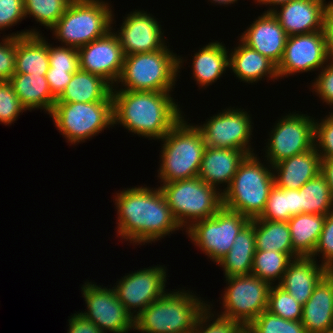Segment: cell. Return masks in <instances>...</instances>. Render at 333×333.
<instances>
[{"label": "cell", "instance_id": "1", "mask_svg": "<svg viewBox=\"0 0 333 333\" xmlns=\"http://www.w3.org/2000/svg\"><path fill=\"white\" fill-rule=\"evenodd\" d=\"M114 197L118 214L117 237L125 241L134 245L152 244L182 230L160 187H130L120 190Z\"/></svg>", "mask_w": 333, "mask_h": 333}, {"label": "cell", "instance_id": "2", "mask_svg": "<svg viewBox=\"0 0 333 333\" xmlns=\"http://www.w3.org/2000/svg\"><path fill=\"white\" fill-rule=\"evenodd\" d=\"M171 93L112 90L113 126L120 124L139 137L161 140L183 117Z\"/></svg>", "mask_w": 333, "mask_h": 333}, {"label": "cell", "instance_id": "3", "mask_svg": "<svg viewBox=\"0 0 333 333\" xmlns=\"http://www.w3.org/2000/svg\"><path fill=\"white\" fill-rule=\"evenodd\" d=\"M179 288L165 292L135 318L141 333H191L199 315L208 305L201 297ZM206 302V303H205Z\"/></svg>", "mask_w": 333, "mask_h": 333}, {"label": "cell", "instance_id": "4", "mask_svg": "<svg viewBox=\"0 0 333 333\" xmlns=\"http://www.w3.org/2000/svg\"><path fill=\"white\" fill-rule=\"evenodd\" d=\"M265 163L255 153L241 161L229 187L222 193V207L250 220L261 216L275 185L273 166Z\"/></svg>", "mask_w": 333, "mask_h": 333}, {"label": "cell", "instance_id": "5", "mask_svg": "<svg viewBox=\"0 0 333 333\" xmlns=\"http://www.w3.org/2000/svg\"><path fill=\"white\" fill-rule=\"evenodd\" d=\"M184 62L169 46L159 51L125 55L121 75L112 90L172 92Z\"/></svg>", "mask_w": 333, "mask_h": 333}, {"label": "cell", "instance_id": "6", "mask_svg": "<svg viewBox=\"0 0 333 333\" xmlns=\"http://www.w3.org/2000/svg\"><path fill=\"white\" fill-rule=\"evenodd\" d=\"M159 141L163 143L157 171L161 183L198 176L207 146L196 124H188L183 116Z\"/></svg>", "mask_w": 333, "mask_h": 333}, {"label": "cell", "instance_id": "7", "mask_svg": "<svg viewBox=\"0 0 333 333\" xmlns=\"http://www.w3.org/2000/svg\"><path fill=\"white\" fill-rule=\"evenodd\" d=\"M103 0H72L50 29L61 45L80 48L104 36L115 21L110 3Z\"/></svg>", "mask_w": 333, "mask_h": 333}, {"label": "cell", "instance_id": "8", "mask_svg": "<svg viewBox=\"0 0 333 333\" xmlns=\"http://www.w3.org/2000/svg\"><path fill=\"white\" fill-rule=\"evenodd\" d=\"M159 187L183 230L196 221L212 217L222 207V193L198 176L162 183Z\"/></svg>", "mask_w": 333, "mask_h": 333}, {"label": "cell", "instance_id": "9", "mask_svg": "<svg viewBox=\"0 0 333 333\" xmlns=\"http://www.w3.org/2000/svg\"><path fill=\"white\" fill-rule=\"evenodd\" d=\"M49 116L67 142L75 145L113 127V102L55 103Z\"/></svg>", "mask_w": 333, "mask_h": 333}, {"label": "cell", "instance_id": "10", "mask_svg": "<svg viewBox=\"0 0 333 333\" xmlns=\"http://www.w3.org/2000/svg\"><path fill=\"white\" fill-rule=\"evenodd\" d=\"M250 221L238 212L221 207L212 217L196 221L185 232L195 246L217 263L230 251L236 236Z\"/></svg>", "mask_w": 333, "mask_h": 333}, {"label": "cell", "instance_id": "11", "mask_svg": "<svg viewBox=\"0 0 333 333\" xmlns=\"http://www.w3.org/2000/svg\"><path fill=\"white\" fill-rule=\"evenodd\" d=\"M219 314L241 323L245 328L268 307L270 284L252 274L225 278Z\"/></svg>", "mask_w": 333, "mask_h": 333}, {"label": "cell", "instance_id": "12", "mask_svg": "<svg viewBox=\"0 0 333 333\" xmlns=\"http://www.w3.org/2000/svg\"><path fill=\"white\" fill-rule=\"evenodd\" d=\"M315 118L307 114L290 112L277 122L268 132L265 159L272 166L292 156L314 148Z\"/></svg>", "mask_w": 333, "mask_h": 333}, {"label": "cell", "instance_id": "13", "mask_svg": "<svg viewBox=\"0 0 333 333\" xmlns=\"http://www.w3.org/2000/svg\"><path fill=\"white\" fill-rule=\"evenodd\" d=\"M241 108L229 107L210 116L202 125H196L207 147L242 150L254 154L251 148L253 125L251 114Z\"/></svg>", "mask_w": 333, "mask_h": 333}, {"label": "cell", "instance_id": "14", "mask_svg": "<svg viewBox=\"0 0 333 333\" xmlns=\"http://www.w3.org/2000/svg\"><path fill=\"white\" fill-rule=\"evenodd\" d=\"M81 291L87 310L80 313L102 332L128 333L135 329V319L118 300L113 287L106 288L87 280L82 285Z\"/></svg>", "mask_w": 333, "mask_h": 333}, {"label": "cell", "instance_id": "15", "mask_svg": "<svg viewBox=\"0 0 333 333\" xmlns=\"http://www.w3.org/2000/svg\"><path fill=\"white\" fill-rule=\"evenodd\" d=\"M167 267L155 265L132 271L113 285L118 300L135 319L153 301L166 291Z\"/></svg>", "mask_w": 333, "mask_h": 333}, {"label": "cell", "instance_id": "16", "mask_svg": "<svg viewBox=\"0 0 333 333\" xmlns=\"http://www.w3.org/2000/svg\"><path fill=\"white\" fill-rule=\"evenodd\" d=\"M329 62L324 31L289 36L277 66L278 78L321 70ZM296 73V74H295Z\"/></svg>", "mask_w": 333, "mask_h": 333}, {"label": "cell", "instance_id": "17", "mask_svg": "<svg viewBox=\"0 0 333 333\" xmlns=\"http://www.w3.org/2000/svg\"><path fill=\"white\" fill-rule=\"evenodd\" d=\"M113 29L112 26L104 36L78 48V53L79 69L97 75L115 87L125 55Z\"/></svg>", "mask_w": 333, "mask_h": 333}, {"label": "cell", "instance_id": "18", "mask_svg": "<svg viewBox=\"0 0 333 333\" xmlns=\"http://www.w3.org/2000/svg\"><path fill=\"white\" fill-rule=\"evenodd\" d=\"M129 13L123 17L120 30L114 31L124 55L159 51L167 46L164 30L157 18L138 9Z\"/></svg>", "mask_w": 333, "mask_h": 333}, {"label": "cell", "instance_id": "19", "mask_svg": "<svg viewBox=\"0 0 333 333\" xmlns=\"http://www.w3.org/2000/svg\"><path fill=\"white\" fill-rule=\"evenodd\" d=\"M240 40L267 57L276 66L280 63L287 34L272 13H262L239 36Z\"/></svg>", "mask_w": 333, "mask_h": 333}, {"label": "cell", "instance_id": "20", "mask_svg": "<svg viewBox=\"0 0 333 333\" xmlns=\"http://www.w3.org/2000/svg\"><path fill=\"white\" fill-rule=\"evenodd\" d=\"M326 0H293L272 14L277 18L287 36L308 34L323 30Z\"/></svg>", "mask_w": 333, "mask_h": 333}, {"label": "cell", "instance_id": "21", "mask_svg": "<svg viewBox=\"0 0 333 333\" xmlns=\"http://www.w3.org/2000/svg\"><path fill=\"white\" fill-rule=\"evenodd\" d=\"M313 257H297L290 261L278 284L302 306L311 297L316 284L329 271Z\"/></svg>", "mask_w": 333, "mask_h": 333}, {"label": "cell", "instance_id": "22", "mask_svg": "<svg viewBox=\"0 0 333 333\" xmlns=\"http://www.w3.org/2000/svg\"><path fill=\"white\" fill-rule=\"evenodd\" d=\"M301 323L307 333H323L333 328V273L328 271L316 284L303 305Z\"/></svg>", "mask_w": 333, "mask_h": 333}, {"label": "cell", "instance_id": "23", "mask_svg": "<svg viewBox=\"0 0 333 333\" xmlns=\"http://www.w3.org/2000/svg\"><path fill=\"white\" fill-rule=\"evenodd\" d=\"M246 156L242 150L206 147L198 177L223 193L229 187L239 164ZM220 184L227 187L224 186L221 190Z\"/></svg>", "mask_w": 333, "mask_h": 333}, {"label": "cell", "instance_id": "24", "mask_svg": "<svg viewBox=\"0 0 333 333\" xmlns=\"http://www.w3.org/2000/svg\"><path fill=\"white\" fill-rule=\"evenodd\" d=\"M320 171L321 159L315 147L273 165L275 185L282 189H300Z\"/></svg>", "mask_w": 333, "mask_h": 333}, {"label": "cell", "instance_id": "25", "mask_svg": "<svg viewBox=\"0 0 333 333\" xmlns=\"http://www.w3.org/2000/svg\"><path fill=\"white\" fill-rule=\"evenodd\" d=\"M239 44L230 50L229 69L234 75L245 83H257L262 78L277 80V66L267 57L261 55L255 49L244 44L240 39Z\"/></svg>", "mask_w": 333, "mask_h": 333}, {"label": "cell", "instance_id": "26", "mask_svg": "<svg viewBox=\"0 0 333 333\" xmlns=\"http://www.w3.org/2000/svg\"><path fill=\"white\" fill-rule=\"evenodd\" d=\"M219 41L209 42L192 56V77L199 89L212 85L229 68V49Z\"/></svg>", "mask_w": 333, "mask_h": 333}, {"label": "cell", "instance_id": "27", "mask_svg": "<svg viewBox=\"0 0 333 333\" xmlns=\"http://www.w3.org/2000/svg\"><path fill=\"white\" fill-rule=\"evenodd\" d=\"M112 88L103 78L78 69L55 103L112 102Z\"/></svg>", "mask_w": 333, "mask_h": 333}, {"label": "cell", "instance_id": "28", "mask_svg": "<svg viewBox=\"0 0 333 333\" xmlns=\"http://www.w3.org/2000/svg\"><path fill=\"white\" fill-rule=\"evenodd\" d=\"M9 82L26 110L43 109L50 115L56 98L50 91L46 76L14 73Z\"/></svg>", "mask_w": 333, "mask_h": 333}, {"label": "cell", "instance_id": "29", "mask_svg": "<svg viewBox=\"0 0 333 333\" xmlns=\"http://www.w3.org/2000/svg\"><path fill=\"white\" fill-rule=\"evenodd\" d=\"M256 252L254 219L236 236L230 251L217 264L224 271V278L250 275Z\"/></svg>", "mask_w": 333, "mask_h": 333}, {"label": "cell", "instance_id": "30", "mask_svg": "<svg viewBox=\"0 0 333 333\" xmlns=\"http://www.w3.org/2000/svg\"><path fill=\"white\" fill-rule=\"evenodd\" d=\"M49 67L48 42L42 33L17 37L15 73L46 76Z\"/></svg>", "mask_w": 333, "mask_h": 333}, {"label": "cell", "instance_id": "31", "mask_svg": "<svg viewBox=\"0 0 333 333\" xmlns=\"http://www.w3.org/2000/svg\"><path fill=\"white\" fill-rule=\"evenodd\" d=\"M326 215L300 213L288 220L293 250L300 257H311L321 235Z\"/></svg>", "mask_w": 333, "mask_h": 333}, {"label": "cell", "instance_id": "32", "mask_svg": "<svg viewBox=\"0 0 333 333\" xmlns=\"http://www.w3.org/2000/svg\"><path fill=\"white\" fill-rule=\"evenodd\" d=\"M256 250L287 253L292 259L300 257L294 250L287 222L254 219Z\"/></svg>", "mask_w": 333, "mask_h": 333}, {"label": "cell", "instance_id": "33", "mask_svg": "<svg viewBox=\"0 0 333 333\" xmlns=\"http://www.w3.org/2000/svg\"><path fill=\"white\" fill-rule=\"evenodd\" d=\"M299 191L300 213L327 215L333 211V196L321 173L306 182Z\"/></svg>", "mask_w": 333, "mask_h": 333}, {"label": "cell", "instance_id": "34", "mask_svg": "<svg viewBox=\"0 0 333 333\" xmlns=\"http://www.w3.org/2000/svg\"><path fill=\"white\" fill-rule=\"evenodd\" d=\"M298 214H300L299 189H282L274 185L259 219L288 222L291 217Z\"/></svg>", "mask_w": 333, "mask_h": 333}, {"label": "cell", "instance_id": "35", "mask_svg": "<svg viewBox=\"0 0 333 333\" xmlns=\"http://www.w3.org/2000/svg\"><path fill=\"white\" fill-rule=\"evenodd\" d=\"M291 260L287 253L256 250L251 274L267 281L270 285L279 284Z\"/></svg>", "mask_w": 333, "mask_h": 333}, {"label": "cell", "instance_id": "36", "mask_svg": "<svg viewBox=\"0 0 333 333\" xmlns=\"http://www.w3.org/2000/svg\"><path fill=\"white\" fill-rule=\"evenodd\" d=\"M72 0H23L24 14L46 29H51L64 14ZM29 15V16H28Z\"/></svg>", "mask_w": 333, "mask_h": 333}, {"label": "cell", "instance_id": "37", "mask_svg": "<svg viewBox=\"0 0 333 333\" xmlns=\"http://www.w3.org/2000/svg\"><path fill=\"white\" fill-rule=\"evenodd\" d=\"M246 333H307L301 321H292L264 310L246 328Z\"/></svg>", "mask_w": 333, "mask_h": 333}, {"label": "cell", "instance_id": "38", "mask_svg": "<svg viewBox=\"0 0 333 333\" xmlns=\"http://www.w3.org/2000/svg\"><path fill=\"white\" fill-rule=\"evenodd\" d=\"M302 308L303 306L278 284L270 286L268 311L287 320L301 321Z\"/></svg>", "mask_w": 333, "mask_h": 333}, {"label": "cell", "instance_id": "39", "mask_svg": "<svg viewBox=\"0 0 333 333\" xmlns=\"http://www.w3.org/2000/svg\"><path fill=\"white\" fill-rule=\"evenodd\" d=\"M212 306L208 304L201 312L191 333H245V327L241 323L212 312Z\"/></svg>", "mask_w": 333, "mask_h": 333}, {"label": "cell", "instance_id": "40", "mask_svg": "<svg viewBox=\"0 0 333 333\" xmlns=\"http://www.w3.org/2000/svg\"><path fill=\"white\" fill-rule=\"evenodd\" d=\"M30 34H40L37 29L17 31L1 38L0 42V81H9L15 73V57L17 37L27 36Z\"/></svg>", "mask_w": 333, "mask_h": 333}, {"label": "cell", "instance_id": "41", "mask_svg": "<svg viewBox=\"0 0 333 333\" xmlns=\"http://www.w3.org/2000/svg\"><path fill=\"white\" fill-rule=\"evenodd\" d=\"M25 111L27 110L15 94L11 83L0 81V123L11 125Z\"/></svg>", "mask_w": 333, "mask_h": 333}, {"label": "cell", "instance_id": "42", "mask_svg": "<svg viewBox=\"0 0 333 333\" xmlns=\"http://www.w3.org/2000/svg\"><path fill=\"white\" fill-rule=\"evenodd\" d=\"M316 121L314 147L321 160L333 158V111Z\"/></svg>", "mask_w": 333, "mask_h": 333}, {"label": "cell", "instance_id": "43", "mask_svg": "<svg viewBox=\"0 0 333 333\" xmlns=\"http://www.w3.org/2000/svg\"><path fill=\"white\" fill-rule=\"evenodd\" d=\"M317 255L322 258L321 264L330 271L333 268V211L325 217L321 235L311 257L317 261Z\"/></svg>", "mask_w": 333, "mask_h": 333}, {"label": "cell", "instance_id": "44", "mask_svg": "<svg viewBox=\"0 0 333 333\" xmlns=\"http://www.w3.org/2000/svg\"><path fill=\"white\" fill-rule=\"evenodd\" d=\"M49 68L79 69L78 49L65 45L53 46L48 43Z\"/></svg>", "mask_w": 333, "mask_h": 333}, {"label": "cell", "instance_id": "45", "mask_svg": "<svg viewBox=\"0 0 333 333\" xmlns=\"http://www.w3.org/2000/svg\"><path fill=\"white\" fill-rule=\"evenodd\" d=\"M312 82V92L333 109V62L329 61Z\"/></svg>", "mask_w": 333, "mask_h": 333}, {"label": "cell", "instance_id": "46", "mask_svg": "<svg viewBox=\"0 0 333 333\" xmlns=\"http://www.w3.org/2000/svg\"><path fill=\"white\" fill-rule=\"evenodd\" d=\"M25 19L23 0H0V31Z\"/></svg>", "mask_w": 333, "mask_h": 333}, {"label": "cell", "instance_id": "47", "mask_svg": "<svg viewBox=\"0 0 333 333\" xmlns=\"http://www.w3.org/2000/svg\"><path fill=\"white\" fill-rule=\"evenodd\" d=\"M78 69H55L49 68L46 73V79L52 95L57 99L64 89L67 87V84L71 81L73 73Z\"/></svg>", "mask_w": 333, "mask_h": 333}, {"label": "cell", "instance_id": "48", "mask_svg": "<svg viewBox=\"0 0 333 333\" xmlns=\"http://www.w3.org/2000/svg\"><path fill=\"white\" fill-rule=\"evenodd\" d=\"M67 333H104L91 320L76 312L68 319Z\"/></svg>", "mask_w": 333, "mask_h": 333}, {"label": "cell", "instance_id": "49", "mask_svg": "<svg viewBox=\"0 0 333 333\" xmlns=\"http://www.w3.org/2000/svg\"><path fill=\"white\" fill-rule=\"evenodd\" d=\"M323 31L328 59L333 62V0L328 2L324 11Z\"/></svg>", "mask_w": 333, "mask_h": 333}, {"label": "cell", "instance_id": "50", "mask_svg": "<svg viewBox=\"0 0 333 333\" xmlns=\"http://www.w3.org/2000/svg\"><path fill=\"white\" fill-rule=\"evenodd\" d=\"M320 173L325 177L333 196V158L321 160Z\"/></svg>", "mask_w": 333, "mask_h": 333}, {"label": "cell", "instance_id": "51", "mask_svg": "<svg viewBox=\"0 0 333 333\" xmlns=\"http://www.w3.org/2000/svg\"><path fill=\"white\" fill-rule=\"evenodd\" d=\"M254 1L257 4L259 3L258 5H266V6L269 5V8H267L268 10L264 11V13H272L278 7L284 5L288 2H291L293 0H254Z\"/></svg>", "mask_w": 333, "mask_h": 333}, {"label": "cell", "instance_id": "52", "mask_svg": "<svg viewBox=\"0 0 333 333\" xmlns=\"http://www.w3.org/2000/svg\"><path fill=\"white\" fill-rule=\"evenodd\" d=\"M211 3H214L215 5H231V4H234V3H237L238 0H210ZM217 3V4H216Z\"/></svg>", "mask_w": 333, "mask_h": 333}, {"label": "cell", "instance_id": "53", "mask_svg": "<svg viewBox=\"0 0 333 333\" xmlns=\"http://www.w3.org/2000/svg\"><path fill=\"white\" fill-rule=\"evenodd\" d=\"M323 333H333V328H330V329H328L327 331H325Z\"/></svg>", "mask_w": 333, "mask_h": 333}]
</instances>
